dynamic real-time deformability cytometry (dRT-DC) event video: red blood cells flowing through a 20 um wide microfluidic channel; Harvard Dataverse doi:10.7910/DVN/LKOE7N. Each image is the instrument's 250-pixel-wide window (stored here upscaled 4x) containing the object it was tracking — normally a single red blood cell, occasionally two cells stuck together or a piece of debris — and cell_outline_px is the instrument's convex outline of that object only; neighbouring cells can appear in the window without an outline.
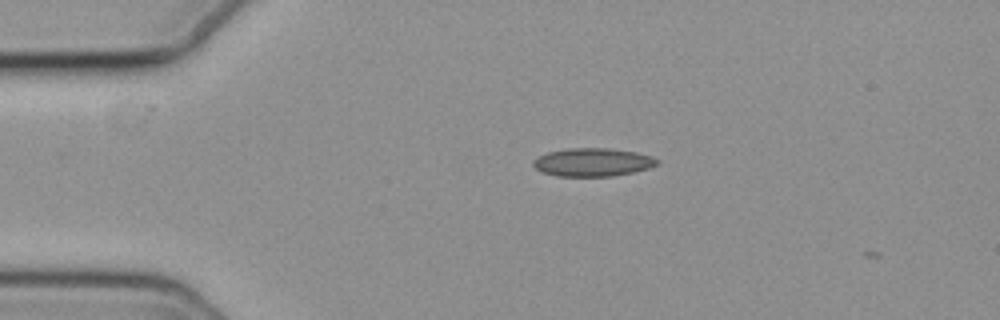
{"species": "common noctule bat (a hibernating species)", "species_latin": "Nyctalus noctula", "temperature_condition": "cold", "stored_images_in_passage": 3, "camera_frame_rate_fps": 3000, "um_per_image_px": 0.085, "animal": {"sex": "female", "body_mass_g": 19.3, "forearm_length_mm": 54.1}, "frame": {"image": 1, "passage_image": 1, "time_ms": 0.0, "image_size_px": [1000, 320], "cell_outline_px": [[660, 164], [648, 168], [632, 172], [612, 176], [556, 176], [544, 172], [536, 168], [532, 164], [532, 160], [548, 152], [564, 148], [608, 148], [636, 152], [652, 156], [660, 160]], "centroid_in_image_um": [50.4, 13.78], "position_along_channel_um": 34.6, "area_um2": 20.4}}